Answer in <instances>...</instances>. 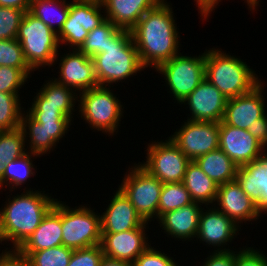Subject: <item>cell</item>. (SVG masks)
I'll list each match as a JSON object with an SVG mask.
<instances>
[{
  "mask_svg": "<svg viewBox=\"0 0 267 266\" xmlns=\"http://www.w3.org/2000/svg\"><path fill=\"white\" fill-rule=\"evenodd\" d=\"M30 79L21 69L0 66V92L21 95L20 89Z\"/></svg>",
  "mask_w": 267,
  "mask_h": 266,
  "instance_id": "obj_38",
  "label": "cell"
},
{
  "mask_svg": "<svg viewBox=\"0 0 267 266\" xmlns=\"http://www.w3.org/2000/svg\"><path fill=\"white\" fill-rule=\"evenodd\" d=\"M182 182L194 202L213 206L219 185L209 178L195 161L187 165Z\"/></svg>",
  "mask_w": 267,
  "mask_h": 266,
  "instance_id": "obj_27",
  "label": "cell"
},
{
  "mask_svg": "<svg viewBox=\"0 0 267 266\" xmlns=\"http://www.w3.org/2000/svg\"><path fill=\"white\" fill-rule=\"evenodd\" d=\"M25 11L0 7V40L16 39Z\"/></svg>",
  "mask_w": 267,
  "mask_h": 266,
  "instance_id": "obj_37",
  "label": "cell"
},
{
  "mask_svg": "<svg viewBox=\"0 0 267 266\" xmlns=\"http://www.w3.org/2000/svg\"><path fill=\"white\" fill-rule=\"evenodd\" d=\"M20 95L0 92V131L21 127V115L24 108Z\"/></svg>",
  "mask_w": 267,
  "mask_h": 266,
  "instance_id": "obj_34",
  "label": "cell"
},
{
  "mask_svg": "<svg viewBox=\"0 0 267 266\" xmlns=\"http://www.w3.org/2000/svg\"><path fill=\"white\" fill-rule=\"evenodd\" d=\"M99 266H133L132 263L104 256Z\"/></svg>",
  "mask_w": 267,
  "mask_h": 266,
  "instance_id": "obj_48",
  "label": "cell"
},
{
  "mask_svg": "<svg viewBox=\"0 0 267 266\" xmlns=\"http://www.w3.org/2000/svg\"><path fill=\"white\" fill-rule=\"evenodd\" d=\"M213 206L220 212H223L240 228L243 226V222L245 225L248 224L247 222L253 225V223L261 218L257 206L245 194L236 179L218 186Z\"/></svg>",
  "mask_w": 267,
  "mask_h": 266,
  "instance_id": "obj_18",
  "label": "cell"
},
{
  "mask_svg": "<svg viewBox=\"0 0 267 266\" xmlns=\"http://www.w3.org/2000/svg\"><path fill=\"white\" fill-rule=\"evenodd\" d=\"M31 0H0V7H11L29 11Z\"/></svg>",
  "mask_w": 267,
  "mask_h": 266,
  "instance_id": "obj_47",
  "label": "cell"
},
{
  "mask_svg": "<svg viewBox=\"0 0 267 266\" xmlns=\"http://www.w3.org/2000/svg\"><path fill=\"white\" fill-rule=\"evenodd\" d=\"M26 153L25 136L21 127L0 131V179L3 177L7 163Z\"/></svg>",
  "mask_w": 267,
  "mask_h": 266,
  "instance_id": "obj_31",
  "label": "cell"
},
{
  "mask_svg": "<svg viewBox=\"0 0 267 266\" xmlns=\"http://www.w3.org/2000/svg\"><path fill=\"white\" fill-rule=\"evenodd\" d=\"M260 2H262V1H260V0H247L245 3H247L248 10H250L251 13H254V11L255 12L258 11L257 9H258V7H260V4H259Z\"/></svg>",
  "mask_w": 267,
  "mask_h": 266,
  "instance_id": "obj_49",
  "label": "cell"
},
{
  "mask_svg": "<svg viewBox=\"0 0 267 266\" xmlns=\"http://www.w3.org/2000/svg\"><path fill=\"white\" fill-rule=\"evenodd\" d=\"M235 179L255 203L259 215L267 214V149L257 160L238 166Z\"/></svg>",
  "mask_w": 267,
  "mask_h": 266,
  "instance_id": "obj_22",
  "label": "cell"
},
{
  "mask_svg": "<svg viewBox=\"0 0 267 266\" xmlns=\"http://www.w3.org/2000/svg\"><path fill=\"white\" fill-rule=\"evenodd\" d=\"M234 266H267V255L255 247H239L235 249Z\"/></svg>",
  "mask_w": 267,
  "mask_h": 266,
  "instance_id": "obj_41",
  "label": "cell"
},
{
  "mask_svg": "<svg viewBox=\"0 0 267 266\" xmlns=\"http://www.w3.org/2000/svg\"><path fill=\"white\" fill-rule=\"evenodd\" d=\"M222 0H194L196 2V7L198 13L203 20L207 21L210 18V14L220 5H218Z\"/></svg>",
  "mask_w": 267,
  "mask_h": 266,
  "instance_id": "obj_46",
  "label": "cell"
},
{
  "mask_svg": "<svg viewBox=\"0 0 267 266\" xmlns=\"http://www.w3.org/2000/svg\"><path fill=\"white\" fill-rule=\"evenodd\" d=\"M163 250H158L155 246H149L133 263V266H181ZM168 254V255H167Z\"/></svg>",
  "mask_w": 267,
  "mask_h": 266,
  "instance_id": "obj_39",
  "label": "cell"
},
{
  "mask_svg": "<svg viewBox=\"0 0 267 266\" xmlns=\"http://www.w3.org/2000/svg\"><path fill=\"white\" fill-rule=\"evenodd\" d=\"M98 86L78 95V114L93 132H101L109 137L118 134L124 106L114 89ZM97 130V131H96Z\"/></svg>",
  "mask_w": 267,
  "mask_h": 266,
  "instance_id": "obj_5",
  "label": "cell"
},
{
  "mask_svg": "<svg viewBox=\"0 0 267 266\" xmlns=\"http://www.w3.org/2000/svg\"><path fill=\"white\" fill-rule=\"evenodd\" d=\"M225 51L217 46L206 49L205 79L231 99L250 92L262 80L240 56Z\"/></svg>",
  "mask_w": 267,
  "mask_h": 266,
  "instance_id": "obj_3",
  "label": "cell"
},
{
  "mask_svg": "<svg viewBox=\"0 0 267 266\" xmlns=\"http://www.w3.org/2000/svg\"><path fill=\"white\" fill-rule=\"evenodd\" d=\"M0 266H32L30 259L17 249H3L0 253Z\"/></svg>",
  "mask_w": 267,
  "mask_h": 266,
  "instance_id": "obj_44",
  "label": "cell"
},
{
  "mask_svg": "<svg viewBox=\"0 0 267 266\" xmlns=\"http://www.w3.org/2000/svg\"><path fill=\"white\" fill-rule=\"evenodd\" d=\"M227 99L208 80L204 79L198 87L180 103L189 108L187 119L194 121L220 122L226 108Z\"/></svg>",
  "mask_w": 267,
  "mask_h": 266,
  "instance_id": "obj_19",
  "label": "cell"
},
{
  "mask_svg": "<svg viewBox=\"0 0 267 266\" xmlns=\"http://www.w3.org/2000/svg\"><path fill=\"white\" fill-rule=\"evenodd\" d=\"M174 14L172 4L163 0L130 30L145 68L154 70L180 53V32Z\"/></svg>",
  "mask_w": 267,
  "mask_h": 266,
  "instance_id": "obj_1",
  "label": "cell"
},
{
  "mask_svg": "<svg viewBox=\"0 0 267 266\" xmlns=\"http://www.w3.org/2000/svg\"><path fill=\"white\" fill-rule=\"evenodd\" d=\"M156 141H150L146 145V159L138 163L163 184L182 182L191 161L169 137Z\"/></svg>",
  "mask_w": 267,
  "mask_h": 266,
  "instance_id": "obj_11",
  "label": "cell"
},
{
  "mask_svg": "<svg viewBox=\"0 0 267 266\" xmlns=\"http://www.w3.org/2000/svg\"><path fill=\"white\" fill-rule=\"evenodd\" d=\"M114 192L111 199L107 200L110 203L107 202L108 206L101 214V234L120 233L142 226L145 221L129 199L119 188Z\"/></svg>",
  "mask_w": 267,
  "mask_h": 266,
  "instance_id": "obj_21",
  "label": "cell"
},
{
  "mask_svg": "<svg viewBox=\"0 0 267 266\" xmlns=\"http://www.w3.org/2000/svg\"><path fill=\"white\" fill-rule=\"evenodd\" d=\"M110 20H105L98 27L88 32L85 42L79 48L88 57L103 53L108 44L121 31Z\"/></svg>",
  "mask_w": 267,
  "mask_h": 266,
  "instance_id": "obj_32",
  "label": "cell"
},
{
  "mask_svg": "<svg viewBox=\"0 0 267 266\" xmlns=\"http://www.w3.org/2000/svg\"><path fill=\"white\" fill-rule=\"evenodd\" d=\"M73 125L71 120H43L35 121L25 110L21 115V129L25 136L27 152L45 156L55 151L59 141L64 140Z\"/></svg>",
  "mask_w": 267,
  "mask_h": 266,
  "instance_id": "obj_13",
  "label": "cell"
},
{
  "mask_svg": "<svg viewBox=\"0 0 267 266\" xmlns=\"http://www.w3.org/2000/svg\"><path fill=\"white\" fill-rule=\"evenodd\" d=\"M195 163L218 185L235 180L237 175L238 166L219 148L198 157Z\"/></svg>",
  "mask_w": 267,
  "mask_h": 266,
  "instance_id": "obj_28",
  "label": "cell"
},
{
  "mask_svg": "<svg viewBox=\"0 0 267 266\" xmlns=\"http://www.w3.org/2000/svg\"><path fill=\"white\" fill-rule=\"evenodd\" d=\"M264 84L263 80L250 92L227 99L222 122L245 130L253 126L257 119L267 113Z\"/></svg>",
  "mask_w": 267,
  "mask_h": 266,
  "instance_id": "obj_16",
  "label": "cell"
},
{
  "mask_svg": "<svg viewBox=\"0 0 267 266\" xmlns=\"http://www.w3.org/2000/svg\"><path fill=\"white\" fill-rule=\"evenodd\" d=\"M239 231L241 232L242 229L223 212H220L214 206H203L199 217L196 240L194 241L198 243L199 240L200 244L213 247L214 252L232 251L235 248L234 246L229 248V244L240 235Z\"/></svg>",
  "mask_w": 267,
  "mask_h": 266,
  "instance_id": "obj_15",
  "label": "cell"
},
{
  "mask_svg": "<svg viewBox=\"0 0 267 266\" xmlns=\"http://www.w3.org/2000/svg\"><path fill=\"white\" fill-rule=\"evenodd\" d=\"M204 205L193 202L182 208L172 210L163 214L158 220V227L164 231L168 238L175 241L193 242L197 236L199 217ZM192 240V241H191Z\"/></svg>",
  "mask_w": 267,
  "mask_h": 266,
  "instance_id": "obj_23",
  "label": "cell"
},
{
  "mask_svg": "<svg viewBox=\"0 0 267 266\" xmlns=\"http://www.w3.org/2000/svg\"><path fill=\"white\" fill-rule=\"evenodd\" d=\"M205 60L206 49L199 56L187 53L184 55L180 52L155 69V72L162 76V80H165L164 86L166 84L169 90L167 93L173 96L174 103L180 105L205 79Z\"/></svg>",
  "mask_w": 267,
  "mask_h": 266,
  "instance_id": "obj_7",
  "label": "cell"
},
{
  "mask_svg": "<svg viewBox=\"0 0 267 266\" xmlns=\"http://www.w3.org/2000/svg\"><path fill=\"white\" fill-rule=\"evenodd\" d=\"M0 66L21 69L29 78L34 71L27 64L17 39L0 40Z\"/></svg>",
  "mask_w": 267,
  "mask_h": 266,
  "instance_id": "obj_35",
  "label": "cell"
},
{
  "mask_svg": "<svg viewBox=\"0 0 267 266\" xmlns=\"http://www.w3.org/2000/svg\"><path fill=\"white\" fill-rule=\"evenodd\" d=\"M194 201L183 182L164 183L158 205V219L166 212L182 208Z\"/></svg>",
  "mask_w": 267,
  "mask_h": 266,
  "instance_id": "obj_33",
  "label": "cell"
},
{
  "mask_svg": "<svg viewBox=\"0 0 267 266\" xmlns=\"http://www.w3.org/2000/svg\"><path fill=\"white\" fill-rule=\"evenodd\" d=\"M70 1L31 0L29 12L58 33L69 14Z\"/></svg>",
  "mask_w": 267,
  "mask_h": 266,
  "instance_id": "obj_30",
  "label": "cell"
},
{
  "mask_svg": "<svg viewBox=\"0 0 267 266\" xmlns=\"http://www.w3.org/2000/svg\"><path fill=\"white\" fill-rule=\"evenodd\" d=\"M43 85L37 89L32 101L28 105H53L73 122L75 111H78V94L71 88L56 82L53 78H47ZM76 107V108H75Z\"/></svg>",
  "mask_w": 267,
  "mask_h": 266,
  "instance_id": "obj_26",
  "label": "cell"
},
{
  "mask_svg": "<svg viewBox=\"0 0 267 266\" xmlns=\"http://www.w3.org/2000/svg\"><path fill=\"white\" fill-rule=\"evenodd\" d=\"M104 254L101 245L73 250L68 266H99Z\"/></svg>",
  "mask_w": 267,
  "mask_h": 266,
  "instance_id": "obj_40",
  "label": "cell"
},
{
  "mask_svg": "<svg viewBox=\"0 0 267 266\" xmlns=\"http://www.w3.org/2000/svg\"><path fill=\"white\" fill-rule=\"evenodd\" d=\"M92 60L98 85L112 89L118 82L127 83L131 77L133 79L137 73L146 70L140 61L131 32L124 29L113 38L103 53L94 55Z\"/></svg>",
  "mask_w": 267,
  "mask_h": 266,
  "instance_id": "obj_4",
  "label": "cell"
},
{
  "mask_svg": "<svg viewBox=\"0 0 267 266\" xmlns=\"http://www.w3.org/2000/svg\"><path fill=\"white\" fill-rule=\"evenodd\" d=\"M37 157L40 158L41 156L27 152L22 157L7 163L3 177L0 179V191H7L4 187L8 188L12 193L16 192L17 188L19 189L20 187L22 191V187L29 183L31 177L36 176L37 166L33 164L35 163L33 159ZM27 181L28 183H26Z\"/></svg>",
  "mask_w": 267,
  "mask_h": 266,
  "instance_id": "obj_29",
  "label": "cell"
},
{
  "mask_svg": "<svg viewBox=\"0 0 267 266\" xmlns=\"http://www.w3.org/2000/svg\"><path fill=\"white\" fill-rule=\"evenodd\" d=\"M67 50L69 51L63 53L60 49V53L56 55L53 67L55 64L59 65L57 66L59 70L56 72L59 75L51 78L73 89L77 94L98 87L92 58L86 56L79 49Z\"/></svg>",
  "mask_w": 267,
  "mask_h": 266,
  "instance_id": "obj_14",
  "label": "cell"
},
{
  "mask_svg": "<svg viewBox=\"0 0 267 266\" xmlns=\"http://www.w3.org/2000/svg\"><path fill=\"white\" fill-rule=\"evenodd\" d=\"M105 17L118 28L131 30L140 18L163 0H100Z\"/></svg>",
  "mask_w": 267,
  "mask_h": 266,
  "instance_id": "obj_25",
  "label": "cell"
},
{
  "mask_svg": "<svg viewBox=\"0 0 267 266\" xmlns=\"http://www.w3.org/2000/svg\"><path fill=\"white\" fill-rule=\"evenodd\" d=\"M183 122L169 138L190 161L219 148L220 122Z\"/></svg>",
  "mask_w": 267,
  "mask_h": 266,
  "instance_id": "obj_12",
  "label": "cell"
},
{
  "mask_svg": "<svg viewBox=\"0 0 267 266\" xmlns=\"http://www.w3.org/2000/svg\"><path fill=\"white\" fill-rule=\"evenodd\" d=\"M62 236L61 201L57 199L40 225L17 250L28 257L32 252L63 245Z\"/></svg>",
  "mask_w": 267,
  "mask_h": 266,
  "instance_id": "obj_24",
  "label": "cell"
},
{
  "mask_svg": "<svg viewBox=\"0 0 267 266\" xmlns=\"http://www.w3.org/2000/svg\"><path fill=\"white\" fill-rule=\"evenodd\" d=\"M8 193L5 204L0 208V244L10 246H4L5 249H18L40 225L58 198L46 193L44 188L25 187L21 194Z\"/></svg>",
  "mask_w": 267,
  "mask_h": 266,
  "instance_id": "obj_2",
  "label": "cell"
},
{
  "mask_svg": "<svg viewBox=\"0 0 267 266\" xmlns=\"http://www.w3.org/2000/svg\"><path fill=\"white\" fill-rule=\"evenodd\" d=\"M25 111L37 122L43 120H70L60 109L53 105H30Z\"/></svg>",
  "mask_w": 267,
  "mask_h": 266,
  "instance_id": "obj_42",
  "label": "cell"
},
{
  "mask_svg": "<svg viewBox=\"0 0 267 266\" xmlns=\"http://www.w3.org/2000/svg\"><path fill=\"white\" fill-rule=\"evenodd\" d=\"M247 131L255 137L258 142L267 149V114L256 120L253 126H250Z\"/></svg>",
  "mask_w": 267,
  "mask_h": 266,
  "instance_id": "obj_45",
  "label": "cell"
},
{
  "mask_svg": "<svg viewBox=\"0 0 267 266\" xmlns=\"http://www.w3.org/2000/svg\"><path fill=\"white\" fill-rule=\"evenodd\" d=\"M235 251H209L207 258L200 266H234Z\"/></svg>",
  "mask_w": 267,
  "mask_h": 266,
  "instance_id": "obj_43",
  "label": "cell"
},
{
  "mask_svg": "<svg viewBox=\"0 0 267 266\" xmlns=\"http://www.w3.org/2000/svg\"><path fill=\"white\" fill-rule=\"evenodd\" d=\"M105 20V12L101 1H70L67 20L57 33L60 46H68L67 49H79L85 42L88 32L98 27Z\"/></svg>",
  "mask_w": 267,
  "mask_h": 266,
  "instance_id": "obj_10",
  "label": "cell"
},
{
  "mask_svg": "<svg viewBox=\"0 0 267 266\" xmlns=\"http://www.w3.org/2000/svg\"><path fill=\"white\" fill-rule=\"evenodd\" d=\"M73 249L64 245L32 252L28 258L32 266H68Z\"/></svg>",
  "mask_w": 267,
  "mask_h": 266,
  "instance_id": "obj_36",
  "label": "cell"
},
{
  "mask_svg": "<svg viewBox=\"0 0 267 266\" xmlns=\"http://www.w3.org/2000/svg\"><path fill=\"white\" fill-rule=\"evenodd\" d=\"M125 173L118 188L145 222L157 221L163 183L136 162Z\"/></svg>",
  "mask_w": 267,
  "mask_h": 266,
  "instance_id": "obj_9",
  "label": "cell"
},
{
  "mask_svg": "<svg viewBox=\"0 0 267 266\" xmlns=\"http://www.w3.org/2000/svg\"><path fill=\"white\" fill-rule=\"evenodd\" d=\"M145 222L142 226L120 233L101 234V248L104 256L133 263L150 245L147 235L149 225Z\"/></svg>",
  "mask_w": 267,
  "mask_h": 266,
  "instance_id": "obj_17",
  "label": "cell"
},
{
  "mask_svg": "<svg viewBox=\"0 0 267 266\" xmlns=\"http://www.w3.org/2000/svg\"><path fill=\"white\" fill-rule=\"evenodd\" d=\"M89 205L72 208L61 201L62 241L65 247L76 250L101 243V215Z\"/></svg>",
  "mask_w": 267,
  "mask_h": 266,
  "instance_id": "obj_8",
  "label": "cell"
},
{
  "mask_svg": "<svg viewBox=\"0 0 267 266\" xmlns=\"http://www.w3.org/2000/svg\"><path fill=\"white\" fill-rule=\"evenodd\" d=\"M219 149L237 166L257 160L266 150L247 130L230 126L220 121Z\"/></svg>",
  "mask_w": 267,
  "mask_h": 266,
  "instance_id": "obj_20",
  "label": "cell"
},
{
  "mask_svg": "<svg viewBox=\"0 0 267 266\" xmlns=\"http://www.w3.org/2000/svg\"><path fill=\"white\" fill-rule=\"evenodd\" d=\"M16 39L21 43L24 58L33 71L52 67L61 49L57 33L29 11L23 16Z\"/></svg>",
  "mask_w": 267,
  "mask_h": 266,
  "instance_id": "obj_6",
  "label": "cell"
}]
</instances>
